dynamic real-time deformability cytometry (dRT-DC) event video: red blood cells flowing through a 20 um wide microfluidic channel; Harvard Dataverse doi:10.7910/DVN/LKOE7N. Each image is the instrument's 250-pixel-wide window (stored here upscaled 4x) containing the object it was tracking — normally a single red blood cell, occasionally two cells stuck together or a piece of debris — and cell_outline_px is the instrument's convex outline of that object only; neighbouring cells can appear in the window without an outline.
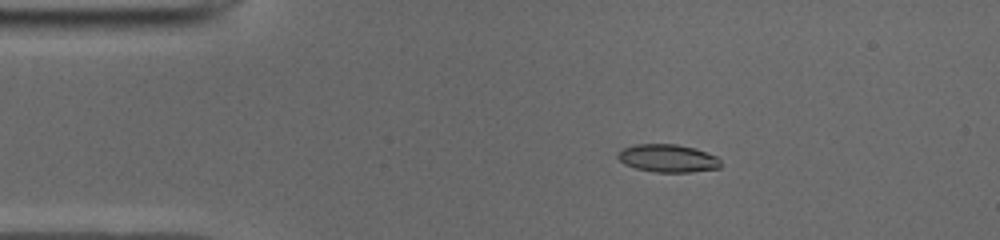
{"species": "common noctule bat (a hibernating species)", "species_latin": "Nyctalus noctula", "temperature_condition": "cold", "stored_images_in_passage": 43, "camera_frame_rate_fps": 3000, "um_per_image_px": 0.085, "animal": {"sex": "male", "body_mass_g": 19.0, "forearm_length_mm": 50.8}, "frame": {"image": 1, "passage_image": 1, "time_ms": 0.0, "image_size_px": [1000, 240], "cell_outline_px": [[724, 164], [720, 168], [692, 172], [656, 172], [636, 168], [624, 164], [616, 156], [624, 148], [636, 144], [676, 144], [696, 148], [716, 156]], "centroid_in_image_um": [56.82, 13.46], "position_along_channel_um": 28.2, "area_um2": 16.76}}
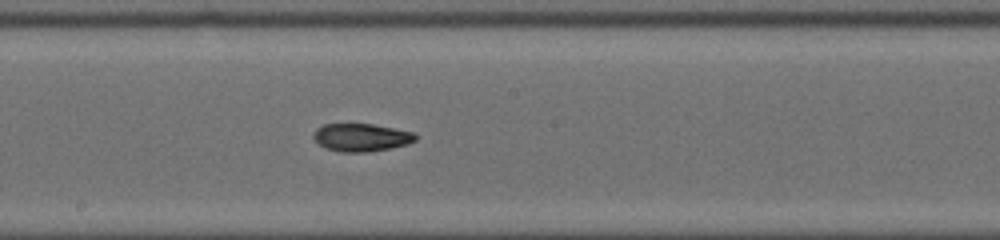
{"frame": {"image": 2, "passage_image": 19, "time_ms": 6.0, "image_size_px": [1000, 240], "cell_outline_px": [[416, 140], [408, 144], [368, 152], [340, 152], [328, 148], [320, 144], [312, 136], [312, 132], [316, 128], [324, 124], [372, 124], [412, 132], [416, 136]], "centroid_in_image_um": [30.68, 11.67], "position_along_channel_um": 217.5, "area_um2": 16.36}}
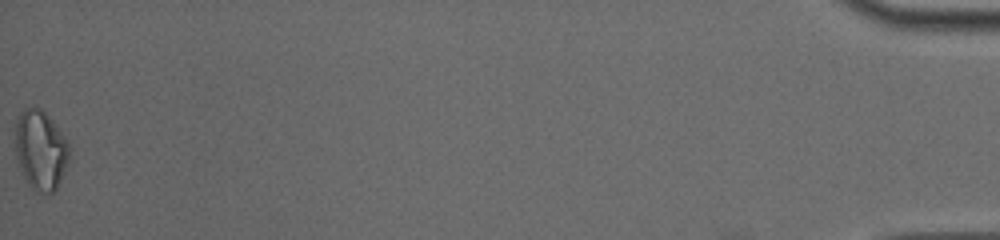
{"frame": {"image": 3, "passage_image": 43, "time_ms": 14.0, "image_size_px": [1000, 240], "cell_outline_px": [[68, 164], [56, 188], [52, 192], [44, 196], [36, 192], [28, 184], [20, 172], [16, 156], [16, 120], [20, 112], [24, 108], [40, 108], [48, 116], [64, 136], [68, 144]], "centroid_in_image_um": [3.43, 12.8], "position_along_channel_um": 431.8, "area_um2": 24.97}, "authors_computed_cell_mechanics": {"area_um2": 16.8776, "velocity_mm_per_s": 3.9684, "shape_relaxation_time_tau1_ms": null, "shape_relaxation_time_tau2_ms": 4.2625, "deformation_change_tau1": null, "deformation_change_tau2": 0.1003}}